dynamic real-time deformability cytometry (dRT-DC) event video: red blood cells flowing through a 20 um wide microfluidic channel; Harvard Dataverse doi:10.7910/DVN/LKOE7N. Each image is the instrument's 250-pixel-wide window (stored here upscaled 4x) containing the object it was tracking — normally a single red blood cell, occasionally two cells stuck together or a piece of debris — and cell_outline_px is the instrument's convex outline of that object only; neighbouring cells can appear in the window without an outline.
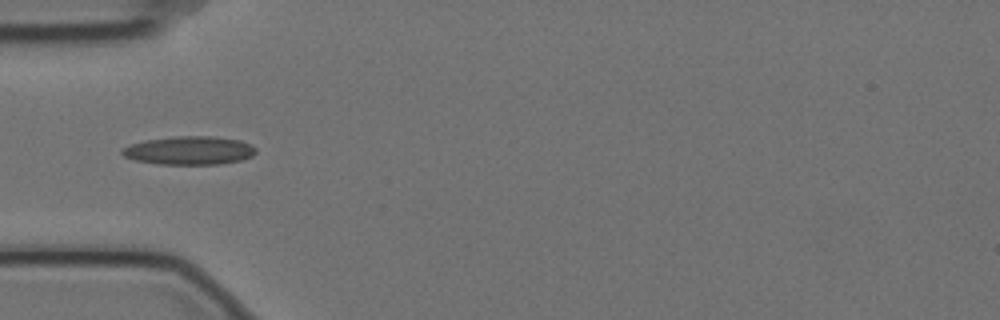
{"species": "Egyptian fruit bat (a non-hibernating species)", "species_latin": "Rousettus aegyptiacus", "temperature_condition": "cold", "stored_images_in_passage": 6, "camera_frame_rate_fps": 3000, "um_per_image_px": 0.085, "animal": {"sex": "female"}, "frame": {"image": 1, "passage_image": 5, "time_ms": 1.333, "image_size_px": [1000, 320], "cell_outline_px": [[256, 152], [252, 156], [240, 160], [220, 164], [160, 164], [136, 160], [124, 156], [120, 152], [120, 148], [132, 144], [148, 140], [176, 136], [216, 136], [240, 140], [252, 144], [256, 148]], "centroid_in_image_um": [16.12, 12.78], "position_along_channel_um": 68.9, "area_um2": 22.14}}
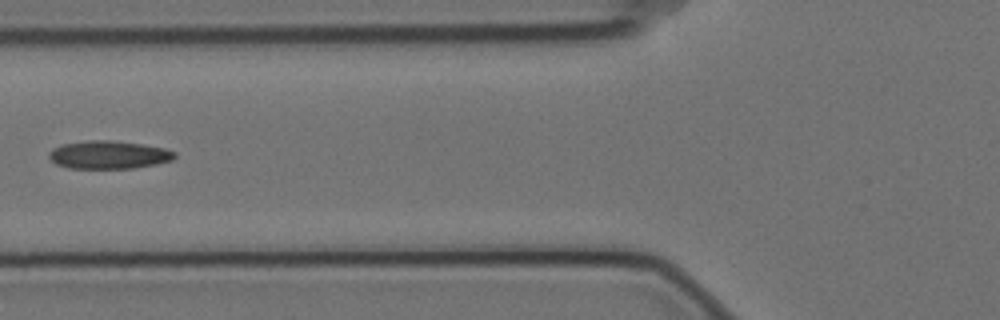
{"frame": {"image": 2, "passage_image": 6, "time_ms": 1.667, "image_size_px": [1000, 320], "cell_outline_px": [[176, 156], [172, 160], [156, 164], [132, 168], [68, 168], [56, 164], [48, 156], [48, 152], [52, 148], [60, 144], [88, 140], [108, 140], [140, 144], [164, 148], [176, 152]], "centroid_in_image_um": [9.2, 13.15], "position_along_channel_um": 116.6, "area_um2": 20.52}}